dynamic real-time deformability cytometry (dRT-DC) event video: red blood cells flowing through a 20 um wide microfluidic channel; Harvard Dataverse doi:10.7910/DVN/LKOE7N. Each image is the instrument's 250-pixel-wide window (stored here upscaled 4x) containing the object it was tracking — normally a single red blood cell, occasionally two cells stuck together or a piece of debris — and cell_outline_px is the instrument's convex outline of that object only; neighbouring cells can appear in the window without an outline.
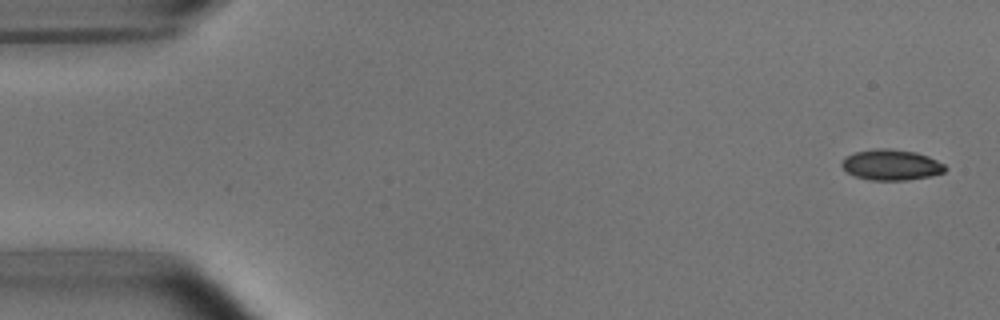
{"species": "common noctule bat (a hibernating species)", "species_latin": "Nyctalus noctula", "temperature_condition": "room temperature", "stored_images_in_passage": 5, "segment_of_instrument_passage": [1, 2], "camera_frame_rate_fps": 3000, "um_per_image_px": 0.085, "animal": {"sex": "male", "body_mass_g": 15.6}, "frame": {"image": 1, "passage_image": 1, "time_ms": 0.0, "image_size_px": [1000, 320], "cell_outline_px": [[948, 168], [944, 172], [932, 176], [908, 180], [872, 180], [856, 176], [848, 172], [840, 164], [848, 156], [856, 152], [876, 148], [884, 148], [916, 152], [928, 156], [944, 164]], "centroid_in_image_um": [75.81, 14.02], "position_along_channel_um": 9.2, "area_um2": 18.32}}
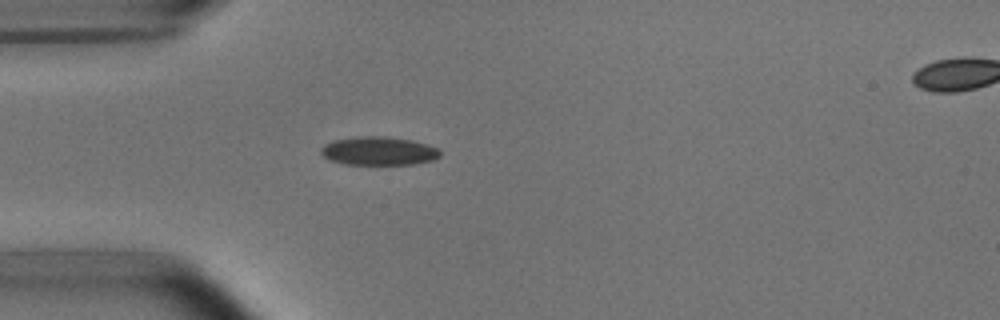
{"frame": {"image": 2, "passage_image": 4, "time_ms": 4.333, "image_size_px": [1000, 320], "cell_outline_px": [[440, 156], [432, 160], [412, 164], [344, 164], [328, 160], [320, 152], [320, 148], [324, 144], [336, 140], [356, 136], [388, 136], [412, 140], [436, 148], [440, 152]], "centroid_in_image_um": [32.14, 12.83], "position_along_channel_um": 52.9, "area_um2": 19.71}}